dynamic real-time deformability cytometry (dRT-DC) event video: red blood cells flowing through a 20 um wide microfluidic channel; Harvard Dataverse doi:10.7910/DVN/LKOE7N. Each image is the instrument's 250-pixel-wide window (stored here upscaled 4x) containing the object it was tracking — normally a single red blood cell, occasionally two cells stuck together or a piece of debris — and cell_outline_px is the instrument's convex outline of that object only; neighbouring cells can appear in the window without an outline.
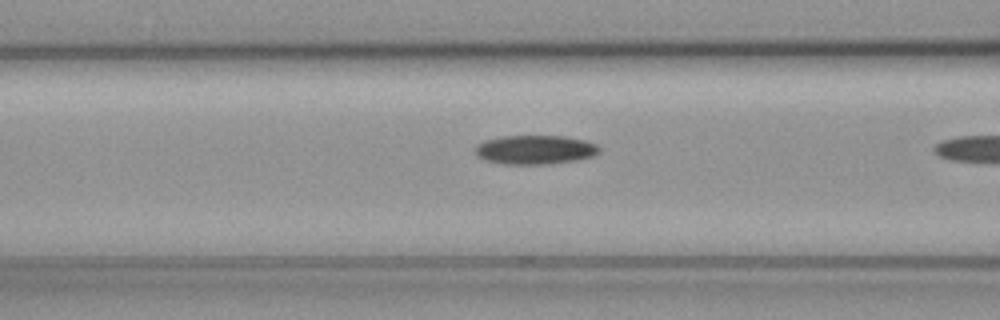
{"species": "common noctule bat (a hibernating species)", "species_latin": "Nyctalus noctula", "temperature_condition": "cold", "stored_images_in_passage": 22, "camera_frame_rate_fps": 3000, "um_per_image_px": 0.085, "animal": {"sex": "female", "body_mass_g": 19.3, "forearm_length_mm": 54.1}, "frame": {"image": 1, "passage_image": 21, "time_ms": 6.667, "image_size_px": [1000, 320], "cell_outline_px": [[600, 152], [596, 156], [576, 160], [548, 164], [504, 164], [488, 160], [476, 156], [476, 144], [484, 140], [504, 136], [564, 136], [584, 140], [596, 144], [600, 148]], "centroid_in_image_um": [45.51, 12.72], "position_along_channel_um": 121.1, "area_um2": 21.04}}